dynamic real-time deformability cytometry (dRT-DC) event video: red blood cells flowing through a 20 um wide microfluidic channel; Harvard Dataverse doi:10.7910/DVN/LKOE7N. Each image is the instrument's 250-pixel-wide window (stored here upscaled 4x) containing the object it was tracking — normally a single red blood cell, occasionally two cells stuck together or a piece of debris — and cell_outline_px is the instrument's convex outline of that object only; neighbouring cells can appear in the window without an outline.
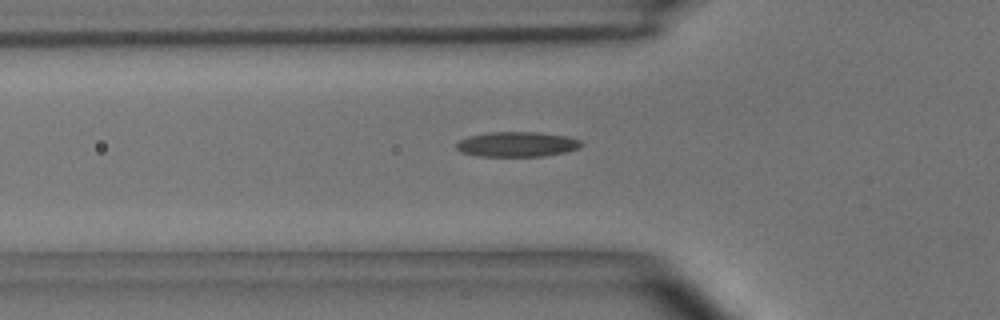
{"species": "common noctule bat (a hibernating species)", "species_latin": "Nyctalus noctula", "temperature_condition": "room temperature", "stored_images_in_passage": 34, "camera_frame_rate_fps": 3000, "um_per_image_px": 0.085, "animal": {"sex": "male", "body_mass_g": 15.6}, "frame": {"image": 1, "passage_image": 2, "time_ms": 0.333, "image_size_px": [1000, 320], "cell_outline_px": [[584, 144], [580, 148], [564, 152], [544, 156], [476, 156], [460, 152], [456, 148], [456, 144], [460, 140], [468, 136], [488, 132], [540, 132], [568, 136], [580, 140]], "centroid_in_image_um": [43.95, 12.26], "position_along_channel_um": 81.8, "area_um2": 18.38}}
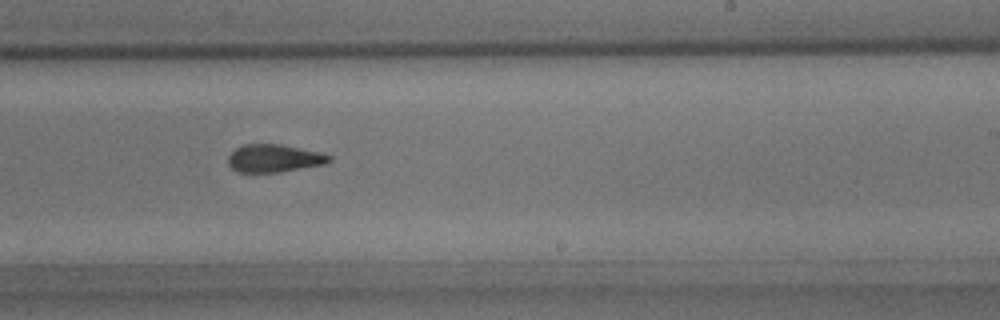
{"frame": {"image": 2, "passage_image": 17, "time_ms": 5.333, "image_size_px": [1000, 320], "cell_outline_px": [[332, 160], [324, 164], [280, 172], [236, 172], [228, 164], [228, 156], [236, 148], [244, 144], [280, 144], [316, 152], [332, 156]], "centroid_in_image_um": [23.26, 13.46], "position_along_channel_um": 265.7, "area_um2": 16.18}}
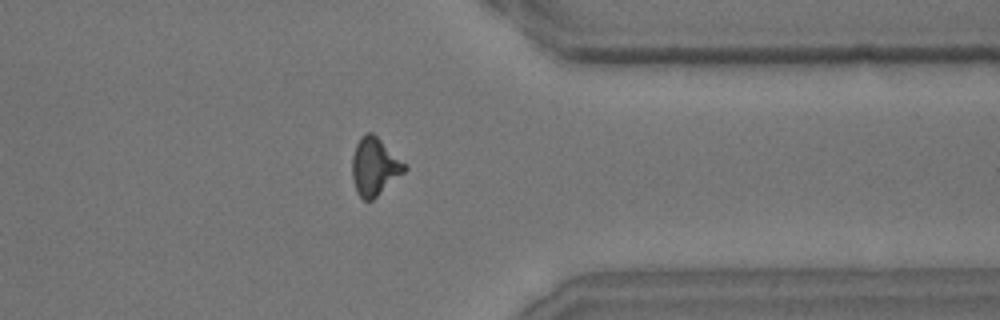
{"frame": {"image": 3, "passage_image": 27, "time_ms": 8.667, "image_size_px": [1000, 320], "cell_outline_px": [[408, 168], [404, 172], [372, 200], [364, 200], [360, 196], [352, 180], [352, 156], [356, 144], [360, 136], [364, 132], [372, 132], [408, 164]], "centroid_in_image_um": [31.85, 14.12], "position_along_channel_um": 379.6, "area_um2": 17.69}}